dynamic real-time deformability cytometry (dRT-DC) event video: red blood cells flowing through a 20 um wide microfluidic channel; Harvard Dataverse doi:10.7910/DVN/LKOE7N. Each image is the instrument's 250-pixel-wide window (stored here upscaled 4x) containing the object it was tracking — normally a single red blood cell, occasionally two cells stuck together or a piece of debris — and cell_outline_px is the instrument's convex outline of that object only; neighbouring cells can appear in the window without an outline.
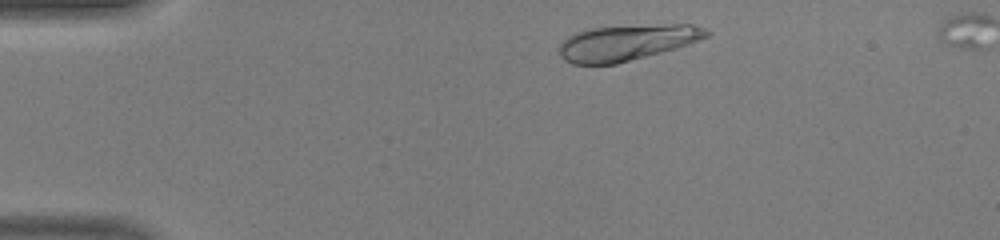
{"species": "human", "species_latin": "Homo sapiens", "temperature_condition": "warm", "stored_images_in_passage": 35, "camera_frame_rate_fps": 3000, "um_per_image_px": 0.085, "donor": {"sex": "male"}, "frame": {"image": 1, "passage_image": 3, "time_ms": 0.667, "image_size_px": [1000, 240], "cell_outline_px": [[712, 32], [708, 36], [676, 48], [616, 64], [572, 64], [564, 60], [560, 56], [560, 44], [568, 36], [576, 32], [592, 28], [672, 24], [692, 24], [704, 28]], "centroid_in_image_um": [53.27, 3.62], "position_along_channel_um": 31.7, "area_um2": 30.35}}
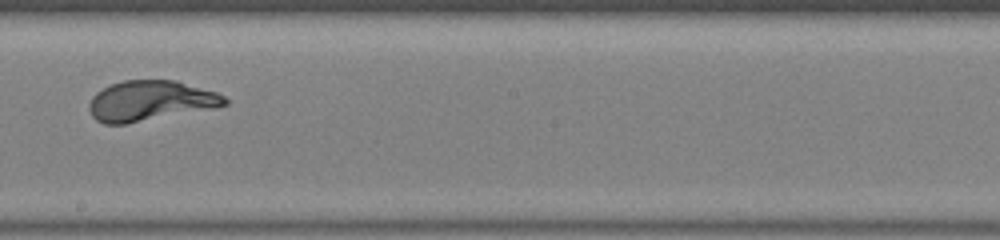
{"frame": {"image": 2, "passage_image": 21, "time_ms": 6.667, "image_size_px": [1000, 240], "cell_outline_px": [[228, 104], [216, 108], [124, 124], [104, 124], [96, 120], [92, 116], [88, 108], [88, 104], [92, 96], [96, 92], [112, 84], [124, 80], [176, 80], [216, 92], [224, 96], [228, 100]], "centroid_in_image_um": [12.78, 8.57], "position_along_channel_um": 235.4, "area_um2": 31.85}}
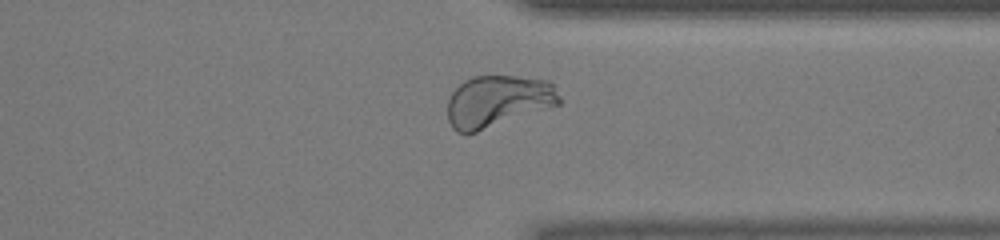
{"frame": {"image": 3, "passage_image": 30, "time_ms": 9.667, "image_size_px": [1000, 240], "cell_outline_px": [[560, 104], [476, 132], [456, 132], [452, 128], [448, 120], [448, 100], [452, 92], [464, 80], [472, 76], [516, 76], [548, 80], [552, 84], [560, 96]], "centroid_in_image_um": [42.3, 8.59], "position_along_channel_um": 369.1, "area_um2": 33.52}}